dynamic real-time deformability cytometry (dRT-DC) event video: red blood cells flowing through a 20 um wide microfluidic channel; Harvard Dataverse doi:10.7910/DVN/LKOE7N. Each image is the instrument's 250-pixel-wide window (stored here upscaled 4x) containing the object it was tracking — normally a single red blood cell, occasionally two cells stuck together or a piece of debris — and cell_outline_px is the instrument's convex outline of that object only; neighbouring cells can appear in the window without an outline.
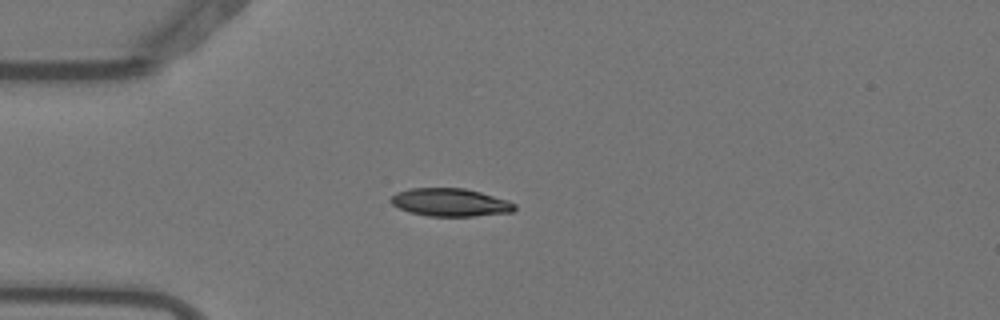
{"species": "Egyptian fruit bat (a non-hibernating species)", "species_latin": "Rousettus aegyptiacus", "temperature_condition": "warm", "stored_images_in_passage": 5, "camera_frame_rate_fps": 3000, "um_per_image_px": 0.085, "animal": {"sex": "female"}, "frame": {"image": 1, "passage_image": 5, "time_ms": 1.333, "image_size_px": [1000, 320], "cell_outline_px": [[516, 208], [512, 212], [472, 216], [428, 216], [412, 212], [400, 208], [392, 204], [388, 200], [396, 192], [408, 188], [464, 188], [480, 192], [508, 200], [516, 204]], "centroid_in_image_um": [38.27, 17.19], "position_along_channel_um": 46.7, "area_um2": 20.11}}